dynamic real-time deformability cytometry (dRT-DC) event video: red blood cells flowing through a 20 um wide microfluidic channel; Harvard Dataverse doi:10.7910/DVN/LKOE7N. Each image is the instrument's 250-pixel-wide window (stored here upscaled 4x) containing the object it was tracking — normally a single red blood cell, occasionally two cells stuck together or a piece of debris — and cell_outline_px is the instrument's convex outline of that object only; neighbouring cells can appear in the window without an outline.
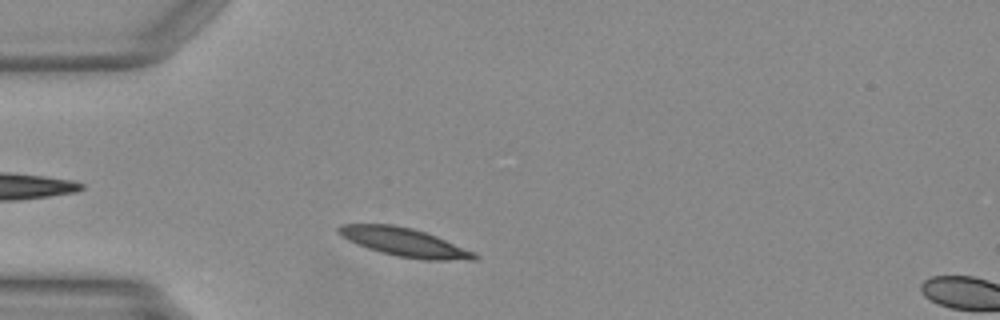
{"species": "Egyptian fruit bat (a non-hibernating species)", "species_latin": "Rousettus aegyptiacus", "temperature_condition": "warm", "stored_images_in_passage": 36, "camera_frame_rate_fps": 3000, "um_per_image_px": 0.085, "animal": {"sex": "female"}, "frame": {"image": 1, "passage_image": 4, "time_ms": 1.0, "image_size_px": [1000, 320], "cell_outline_px": [[480, 256], [476, 260], [424, 260], [396, 256], [380, 252], [368, 248], [348, 240], [340, 236], [336, 232], [336, 228], [340, 224], [392, 224], [412, 228], [436, 236], [476, 252]], "centroid_in_image_um": [34.38, 20.59], "position_along_channel_um": 50.6, "area_um2": 22.72}}
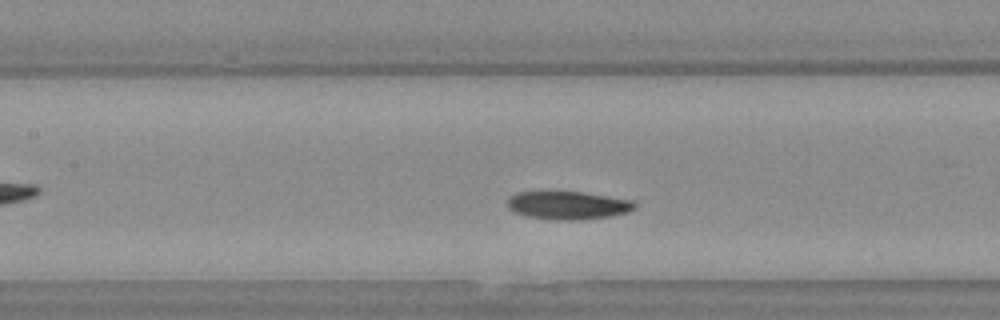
{"frame": {"image": 2, "passage_image": 13, "time_ms": 4.0, "image_size_px": [1000, 320], "cell_outline_px": [[636, 208], [628, 212], [612, 216], [576, 220], [552, 220], [528, 216], [516, 212], [508, 208], [508, 196], [516, 192], [540, 188], [548, 188], [584, 192], [632, 200], [636, 204]], "centroid_in_image_um": [48.2, 17.39], "position_along_channel_um": 159.2, "area_um2": 21.96}}
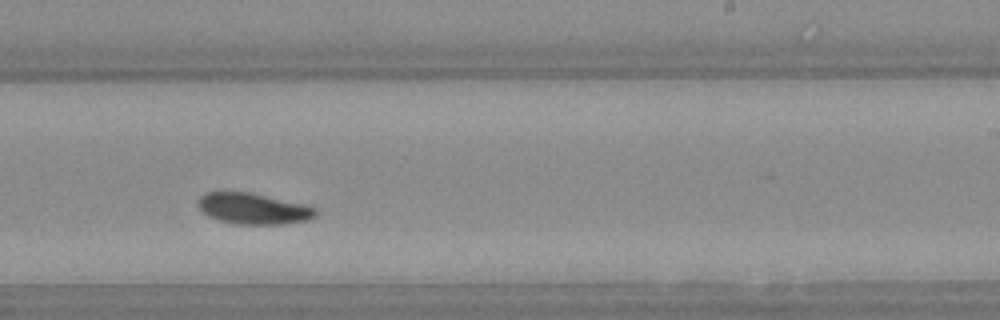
{"frame": {"image": 3, "passage_image": 21, "time_ms": 6.667, "image_size_px": [1000, 320], "cell_outline_px": [[316, 216], [308, 220], [284, 224], [236, 224], [220, 220], [208, 216], [200, 208], [200, 196], [204, 192], [248, 192], [304, 204], [316, 208]], "centroid_in_image_um": [21.56, 17.74], "position_along_channel_um": 267.4, "area_um2": 20.98}}